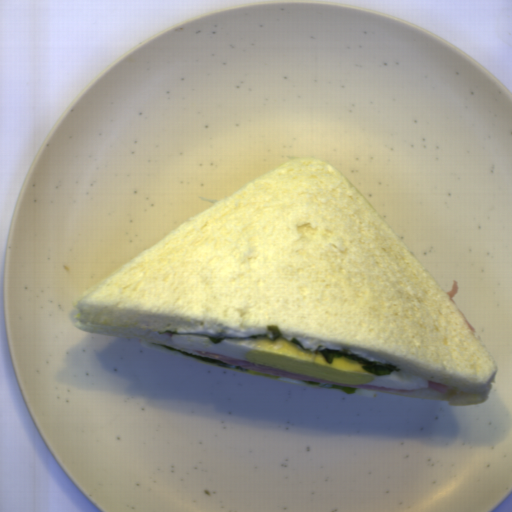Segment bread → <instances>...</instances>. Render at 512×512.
I'll return each instance as SVG.
<instances>
[{
  "mask_svg": "<svg viewBox=\"0 0 512 512\" xmlns=\"http://www.w3.org/2000/svg\"><path fill=\"white\" fill-rule=\"evenodd\" d=\"M289 160L187 219L72 301L90 333L213 366L173 335L283 338L449 386L378 393L485 403L497 366L450 296L330 161ZM204 356V355H203ZM220 367V366H217Z\"/></svg>",
  "mask_w": 512,
  "mask_h": 512,
  "instance_id": "8d2b1439",
  "label": "bread"
},
{
  "mask_svg": "<svg viewBox=\"0 0 512 512\" xmlns=\"http://www.w3.org/2000/svg\"><path fill=\"white\" fill-rule=\"evenodd\" d=\"M270 378H273V377H270ZM275 380H278L280 382H285V383H290V384H299V385H310V384H307L303 381H297L293 378H288V377H284V376H280L279 378H273Z\"/></svg>",
  "mask_w": 512,
  "mask_h": 512,
  "instance_id": "cb027b5d",
  "label": "bread"
}]
</instances>
